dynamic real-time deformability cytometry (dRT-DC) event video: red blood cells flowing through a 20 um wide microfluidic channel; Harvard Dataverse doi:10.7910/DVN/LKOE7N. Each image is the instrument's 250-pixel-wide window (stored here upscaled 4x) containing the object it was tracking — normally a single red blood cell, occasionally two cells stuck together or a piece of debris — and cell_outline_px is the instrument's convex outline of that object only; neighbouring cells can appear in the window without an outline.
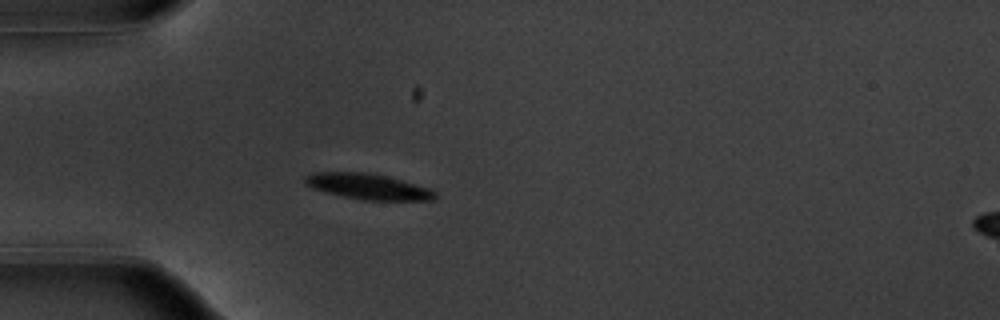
{"species": "common noctule bat (a hibernating species)", "species_latin": "Nyctalus noctula", "temperature_condition": "warm", "stored_images_in_passage": 40, "camera_frame_rate_fps": 3000, "um_per_image_px": 0.085, "animal": {"sex": "male", "body_mass_g": 20.1, "forearm_length_mm": 53.5}, "frame": {"image": 1, "passage_image": 1, "time_ms": 0.0, "image_size_px": [1000, 320], "cell_outline_px": [[436, 200], [364, 200], [344, 196], [312, 188], [304, 184], [304, 176], [312, 172], [368, 172], [432, 188], [436, 192]], "centroid_in_image_um": [31.28, 15.85], "position_along_channel_um": 53.7, "area_um2": 19.42}}
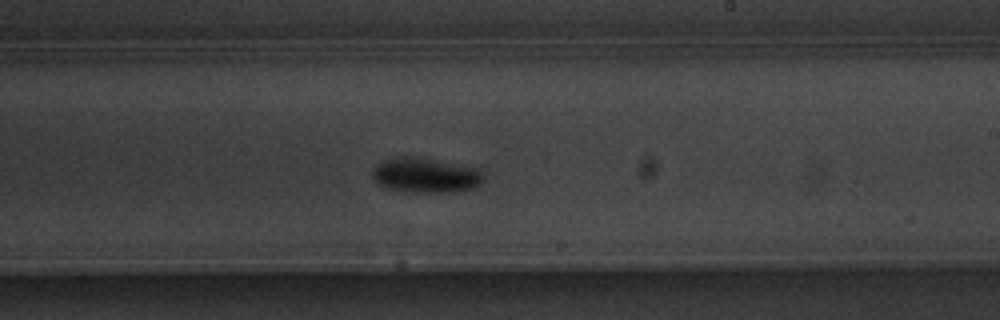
{"frame": {"image": 2, "passage_image": 18, "time_ms": 5.667, "image_size_px": [1000, 320], "cell_outline_px": [[484, 176], [480, 184], [472, 188], [444, 192], [412, 192], [388, 188], [372, 180], [372, 168], [376, 164], [384, 160], [396, 156], [404, 156], [480, 168], [484, 172]], "centroid_in_image_um": [36.14, 14.9], "position_along_channel_um": 252.9, "area_um2": 22.25}}
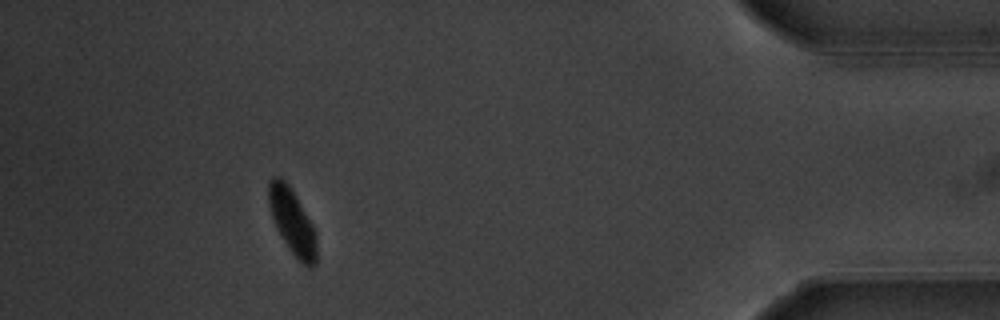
{"frame": {"image": 3, "passage_image": 35, "time_ms": 11.333, "image_size_px": [1000, 320], "cell_outline_px": [[316, 264], [312, 268], [308, 268], [288, 248], [280, 236], [276, 228], [272, 216], [268, 200], [268, 180], [272, 176], [280, 176], [292, 188], [312, 224], [316, 232]], "centroid_in_image_um": [24.83, 18.8], "position_along_channel_um": 410.4, "area_um2": 18.38}, "authors_computed_cell_mechanics": {"area_um2": 19.7676, "velocity_mm_per_s": 3.6864, "shape_relaxation_time_tau1_ms": 2.4847, "shape_relaxation_time_tau2_ms": null, "deformation_change_tau1": 0.1455, "deformation_change_tau2": null}}